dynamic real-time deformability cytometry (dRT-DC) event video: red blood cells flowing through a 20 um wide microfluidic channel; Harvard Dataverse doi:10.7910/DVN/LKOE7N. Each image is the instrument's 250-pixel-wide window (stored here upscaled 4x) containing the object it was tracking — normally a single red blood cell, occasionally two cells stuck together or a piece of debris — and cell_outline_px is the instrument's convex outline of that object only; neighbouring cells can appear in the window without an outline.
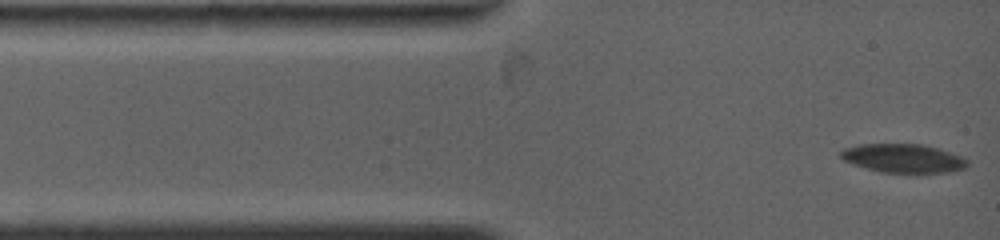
{"species": "common noctule bat (a hibernating species)", "species_latin": "Nyctalus noctula", "temperature_condition": "warm", "stored_images_in_passage": 69, "camera_frame_rate_fps": 4500, "um_per_image_px": 0.085, "animal": {"sex": "female", "body_mass_g": 19.0, "forearm_length_mm": 53.3}, "frame": {"image": 1, "passage_image": 1, "time_ms": 0.0, "image_size_px": [1000, 240], "cell_outline_px": [[968, 164], [964, 168], [948, 172], [880, 172], [844, 160], [840, 156], [840, 152], [844, 148], [860, 144], [920, 144], [936, 148], [964, 156], [968, 160]], "centroid_in_image_um": [76.8, 13.44], "position_along_channel_um": 8.2, "area_um2": 20.87}}
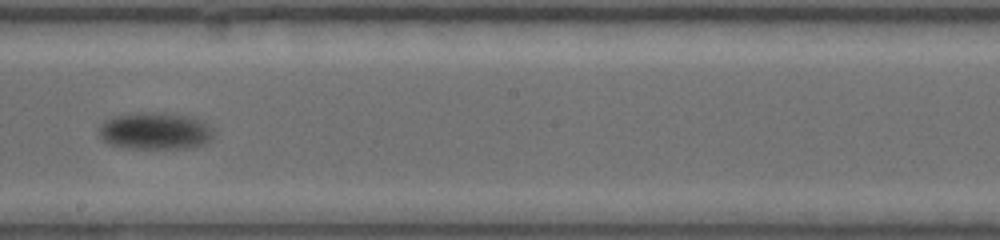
{"frame": {"image": 2, "passage_image": 30, "time_ms": 7.778, "image_size_px": [1000, 240], "cell_outline_px": [[216, 132], [204, 144], [188, 148], [128, 148], [108, 144], [100, 136], [100, 124], [104, 120], [112, 116], [128, 112], [160, 112], [188, 116], [208, 124]], "centroid_in_image_um": [13.15, 11.11], "position_along_channel_um": 235.0, "area_um2": 24.97}}
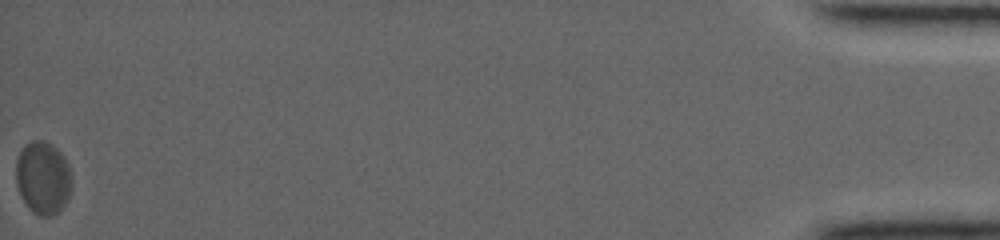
{"frame": {"image": 3, "passage_image": 69, "time_ms": 18.444, "image_size_px": [1000, 240], "cell_outline_px": [[72, 188], [68, 200], [52, 216], [40, 216], [32, 212], [28, 208], [20, 196], [16, 180], [16, 160], [24, 144], [32, 140], [44, 140], [52, 144], [64, 156], [68, 164], [72, 180]], "centroid_in_image_um": [3.65, 15.11], "position_along_channel_um": 431.5, "area_um2": 23.99}}